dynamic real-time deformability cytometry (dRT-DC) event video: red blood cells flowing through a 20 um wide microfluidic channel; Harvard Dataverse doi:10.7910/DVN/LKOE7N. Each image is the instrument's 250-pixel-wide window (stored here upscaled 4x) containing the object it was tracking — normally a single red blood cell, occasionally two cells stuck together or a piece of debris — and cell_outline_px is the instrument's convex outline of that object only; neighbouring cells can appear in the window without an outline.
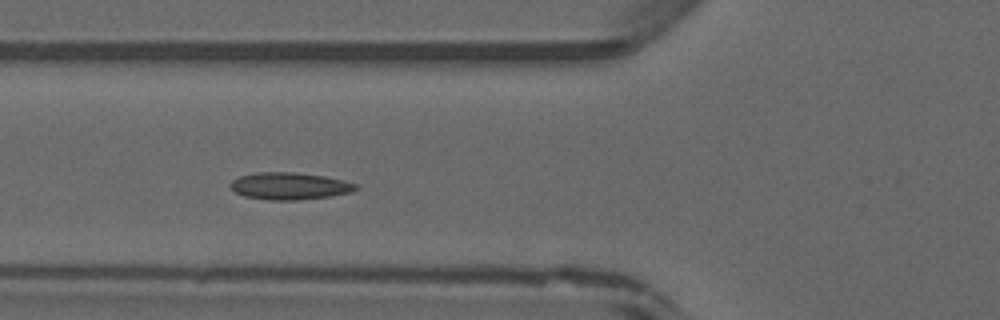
{"species": "common noctule bat (a hibernating species)", "species_latin": "Nyctalus noctula", "temperature_condition": "warm", "stored_images_in_passage": 34, "camera_frame_rate_fps": 3000, "um_per_image_px": 0.085, "animal": {"sex": "male", "forearm_length_mm": 52.5}, "frame": {"image": 1, "passage_image": 6, "time_ms": 1.667, "image_size_px": [1000, 320], "cell_outline_px": [[360, 188], [352, 192], [332, 196], [296, 200], [268, 200], [244, 196], [236, 192], [232, 188], [232, 180], [240, 176], [256, 172], [296, 172], [324, 176], [344, 180], [356, 184]], "centroid_in_image_um": [24.66, 15.81], "position_along_channel_um": 101.1, "area_um2": 19.83}}